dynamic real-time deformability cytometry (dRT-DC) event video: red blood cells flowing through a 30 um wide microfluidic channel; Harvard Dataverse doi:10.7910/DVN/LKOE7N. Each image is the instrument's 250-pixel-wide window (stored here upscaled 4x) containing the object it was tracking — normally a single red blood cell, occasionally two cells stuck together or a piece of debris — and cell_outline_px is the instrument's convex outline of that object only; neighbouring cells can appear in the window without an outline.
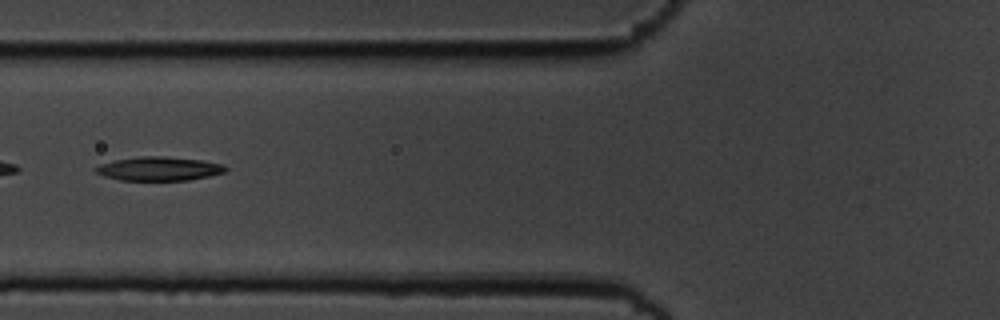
{"species": "common noctule bat (a hibernating species)", "species_latin": "Nyctalus noctula", "temperature_condition": "cold", "stored_images_in_passage": 5, "camera_frame_rate_fps": 3000, "um_per_image_px": 0.085, "animal": {"sex": "male", "body_mass_g": 19.5, "forearm_length_mm": 54.6}, "frame": {"image": 1, "passage_image": 5, "time_ms": 1.333, "image_size_px": [1000, 320], "cell_outline_px": [[228, 168], [224, 172], [208, 176], [188, 180], [120, 180], [104, 176], [96, 172], [92, 168], [100, 164], [112, 160], [140, 156], [164, 156], [200, 160], [224, 164]], "centroid_in_image_um": [13.47, 14.33], "position_along_channel_um": 112.3, "area_um2": 18.09}}